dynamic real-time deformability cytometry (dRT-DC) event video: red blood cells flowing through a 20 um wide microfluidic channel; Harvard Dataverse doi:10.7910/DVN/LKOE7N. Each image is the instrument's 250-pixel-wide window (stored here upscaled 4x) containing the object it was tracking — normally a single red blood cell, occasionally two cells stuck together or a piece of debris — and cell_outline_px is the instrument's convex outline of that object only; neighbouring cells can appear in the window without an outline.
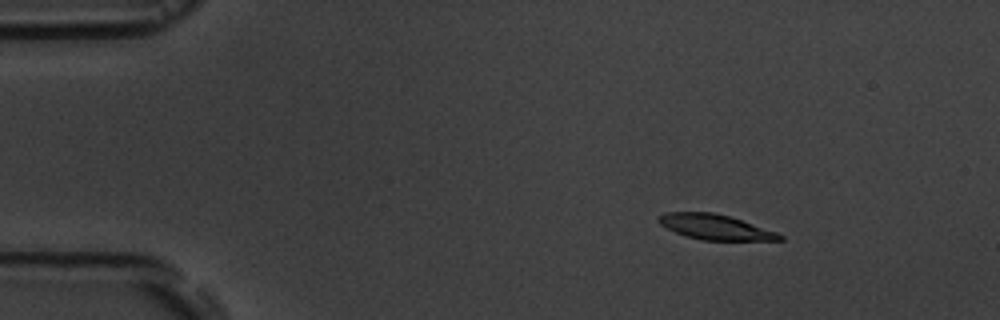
{"species": "common noctule bat (a hibernating species)", "species_latin": "Nyctalus noctula", "temperature_condition": "room temperature", "stored_images_in_passage": 4, "camera_frame_rate_fps": 3000, "um_per_image_px": 0.085, "animal": {"sex": "male", "body_mass_g": 19.5, "forearm_length_mm": 54.6}, "frame": {"image": 1, "passage_image": 1, "time_ms": 0.0, "image_size_px": [1000, 320], "cell_outline_px": [[784, 240], [700, 240], [676, 232], [660, 224], [656, 220], [656, 216], [664, 212], [712, 212], [728, 216], [776, 232], [784, 236]], "centroid_in_image_um": [60.74, 19.29], "position_along_channel_um": 24.3, "area_um2": 17.51}}
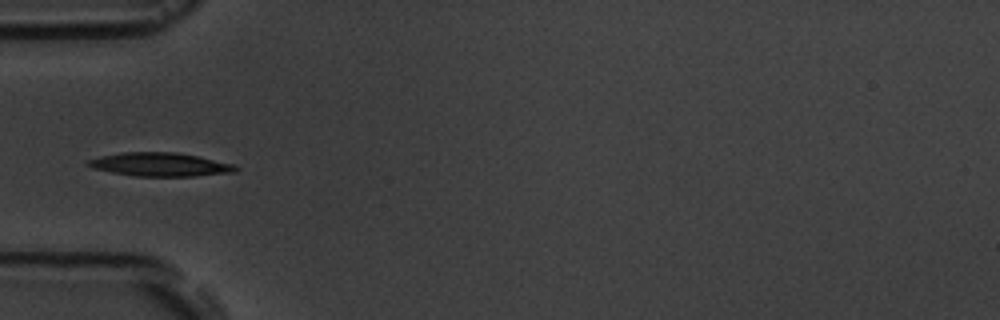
{"frame": {"image": 2, "passage_image": 4, "time_ms": 3.333, "image_size_px": [1000, 320], "cell_outline_px": [[240, 168], [236, 172], [196, 176], [136, 176], [112, 172], [92, 168], [84, 164], [88, 160], [100, 156], [124, 152], [176, 152], [236, 164]], "centroid_in_image_um": [13.63, 13.98], "position_along_channel_um": 71.4, "area_um2": 20.35}}